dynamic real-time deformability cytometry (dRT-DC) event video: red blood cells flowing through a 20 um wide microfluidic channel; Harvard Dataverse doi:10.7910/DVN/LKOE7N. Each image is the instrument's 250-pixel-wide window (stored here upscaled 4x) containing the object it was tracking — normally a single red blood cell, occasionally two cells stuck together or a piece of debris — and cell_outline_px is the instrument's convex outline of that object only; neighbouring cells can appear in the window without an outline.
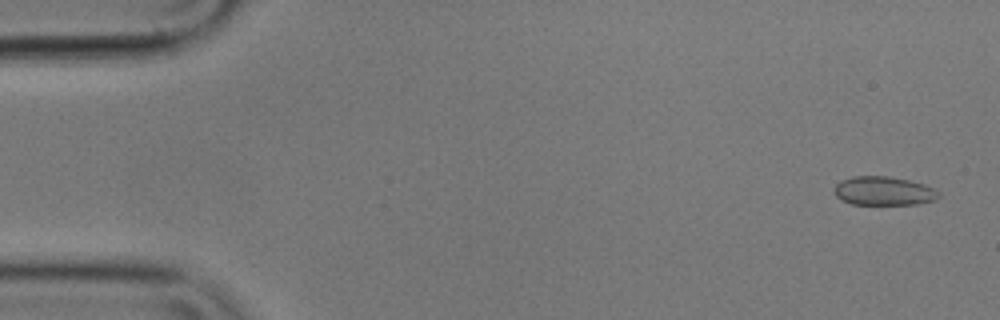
{"species": "common noctule bat (a hibernating species)", "species_latin": "Nyctalus noctula", "temperature_condition": "cold", "stored_images_in_passage": 56, "camera_frame_rate_fps": 3000, "um_per_image_px": 0.085, "animal": {"sex": "male", "body_mass_g": 17.9}, "frame": {"image": 1, "passage_image": 2, "time_ms": 0.333, "image_size_px": [1000, 320], "cell_outline_px": [[940, 196], [936, 200], [916, 204], [852, 204], [836, 196], [832, 188], [840, 180], [852, 176], [888, 176], [908, 180], [924, 184], [940, 192]], "centroid_in_image_um": [75.1, 16.22], "position_along_channel_um": 9.9, "area_um2": 17.57}}
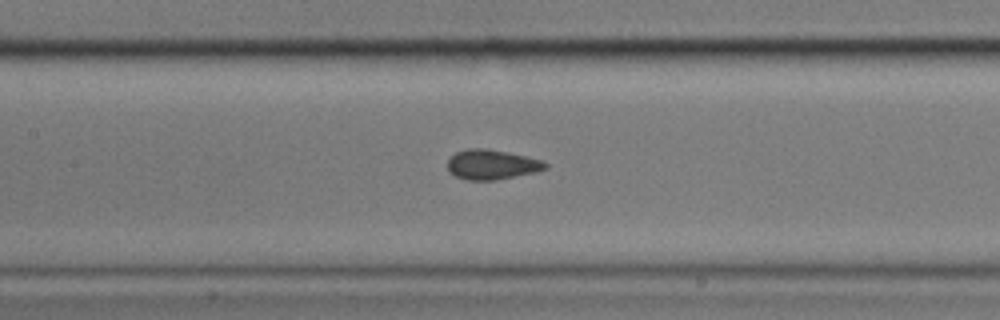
{"frame": {"image": 2, "passage_image": 25, "time_ms": 8.0, "image_size_px": [1000, 320], "cell_outline_px": [[548, 168], [536, 172], [496, 180], [468, 180], [456, 176], [448, 172], [448, 160], [456, 152], [468, 148], [488, 148], [544, 160], [548, 164]], "centroid_in_image_um": [41.82, 13.98], "position_along_channel_um": 165.6, "area_um2": 17.11}}
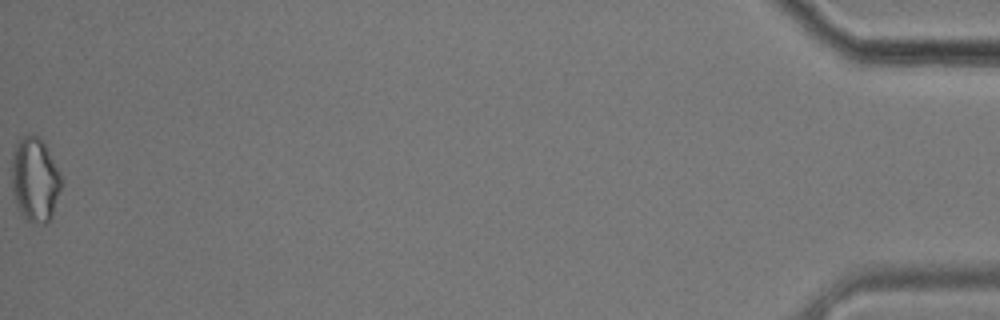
{"frame": {"image": 3, "passage_image": 56, "time_ms": 18.333, "image_size_px": [1000, 320], "cell_outline_px": [[64, 184], [52, 216], [48, 224], [44, 224], [28, 220], [20, 212], [16, 204], [12, 192], [12, 152], [16, 140], [24, 136], [40, 136], [60, 172]], "centroid_in_image_um": [2.99, 15.27], "position_along_channel_um": 432.2, "area_um2": 24.74}, "authors_computed_cell_mechanics": {"area_um2": 17.2533, "velocity_mm_per_s": 3.5428, "shape_relaxation_time_tau1_ms": null, "shape_relaxation_time_tau2_ms": 1.8206, "deformation_change_tau1": null, "deformation_change_tau2": 0.0606}}